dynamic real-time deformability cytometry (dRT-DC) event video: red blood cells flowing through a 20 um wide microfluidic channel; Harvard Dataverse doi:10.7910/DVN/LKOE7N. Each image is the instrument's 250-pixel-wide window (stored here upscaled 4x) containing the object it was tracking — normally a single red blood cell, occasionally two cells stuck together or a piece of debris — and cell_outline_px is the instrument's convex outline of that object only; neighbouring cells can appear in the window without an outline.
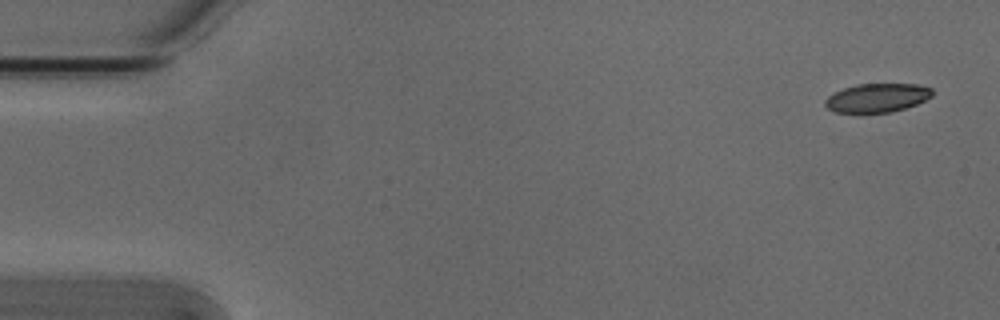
{"species": "Egyptian fruit bat (a non-hibernating species)", "species_latin": "Rousettus aegyptiacus", "temperature_condition": "cold", "stored_images_in_passage": 13, "camera_frame_rate_fps": 3000, "um_per_image_px": 0.085, "animal": {"sex": "male"}, "frame": {"image": 1, "passage_image": 1, "time_ms": 0.0, "image_size_px": [1000, 320], "cell_outline_px": [[932, 96], [916, 104], [892, 112], [860, 116], [836, 112], [828, 108], [824, 104], [824, 100], [828, 96], [844, 88], [856, 84], [916, 84], [932, 88]], "centroid_in_image_um": [74.5, 8.36], "position_along_channel_um": 10.5, "area_um2": 18.55}}